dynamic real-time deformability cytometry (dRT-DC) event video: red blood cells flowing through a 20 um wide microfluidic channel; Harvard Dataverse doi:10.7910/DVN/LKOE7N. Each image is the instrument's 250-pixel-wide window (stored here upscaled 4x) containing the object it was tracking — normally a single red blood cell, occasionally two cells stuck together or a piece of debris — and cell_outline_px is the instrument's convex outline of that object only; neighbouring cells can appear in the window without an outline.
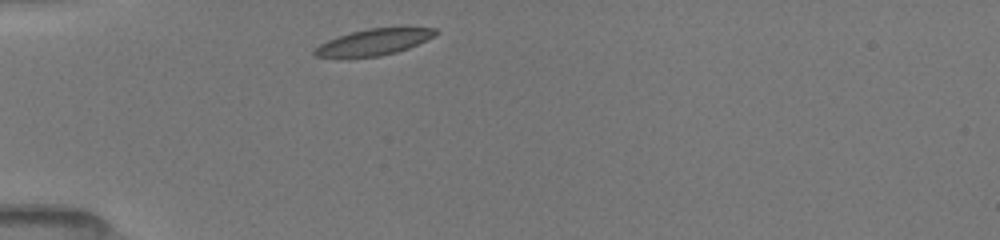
{"species": "common noctule bat (a hibernating species)", "species_latin": "Nyctalus noctula", "temperature_condition": "room temperature", "stored_images_in_passage": 24, "camera_frame_rate_fps": 3000, "um_per_image_px": 0.085, "animal": {"sex": "female", "body_mass_g": 19.5, "forearm_length_mm": 54.1}, "frame": {"image": 1, "passage_image": 1, "time_ms": 0.0, "image_size_px": [1000, 240], "cell_outline_px": [[440, 32], [436, 36], [408, 48], [396, 52], [380, 56], [348, 60], [316, 56], [312, 52], [320, 44], [336, 36], [368, 28], [400, 24], [436, 28]], "centroid_in_image_um": [31.84, 3.55], "position_along_channel_um": 53.2, "area_um2": 20.0}}
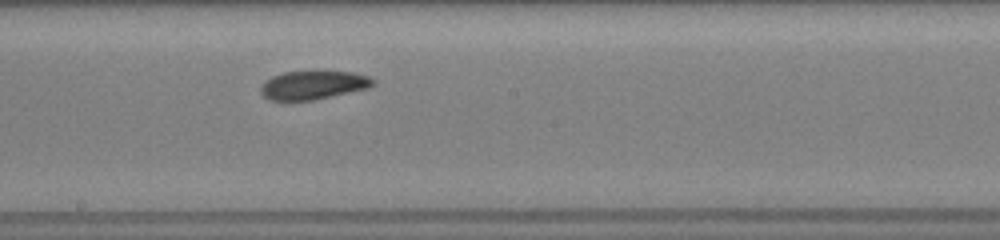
{"frame": {"image": 2, "passage_image": 10, "time_ms": 4.667, "image_size_px": [1000, 240], "cell_outline_px": [[376, 84], [368, 88], [316, 100], [288, 104], [268, 100], [260, 92], [260, 88], [272, 76], [284, 72], [352, 72], [368, 76], [376, 80]], "centroid_in_image_um": [26.59, 7.29], "position_along_channel_um": 221.6, "area_um2": 19.25}}
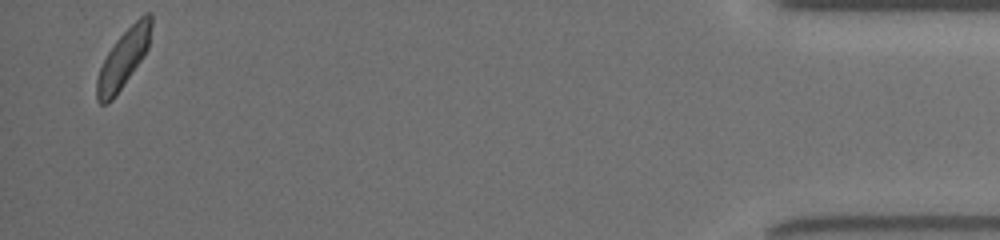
{"frame": {"image": 3, "passage_image": 24, "time_ms": 11.667, "image_size_px": [1000, 240], "cell_outline_px": [[152, 24], [148, 48], [140, 60], [112, 100], [108, 104], [100, 104], [96, 100], [96, 80], [100, 68], [108, 52], [116, 40], [144, 12], [152, 12]], "centroid_in_image_um": [10.48, 4.97], "position_along_channel_um": 424.7, "area_um2": 18.03}, "authors_computed_cell_mechanics": {"area_um2": 19.2185, "velocity_mm_per_s": 3.9691, "shape_relaxation_time_tau1_ms": 1.7548, "shape_relaxation_time_tau2_ms": 3.2244, "deformation_change_tau1": 0.0979, "deformation_change_tau2": 0.081}}